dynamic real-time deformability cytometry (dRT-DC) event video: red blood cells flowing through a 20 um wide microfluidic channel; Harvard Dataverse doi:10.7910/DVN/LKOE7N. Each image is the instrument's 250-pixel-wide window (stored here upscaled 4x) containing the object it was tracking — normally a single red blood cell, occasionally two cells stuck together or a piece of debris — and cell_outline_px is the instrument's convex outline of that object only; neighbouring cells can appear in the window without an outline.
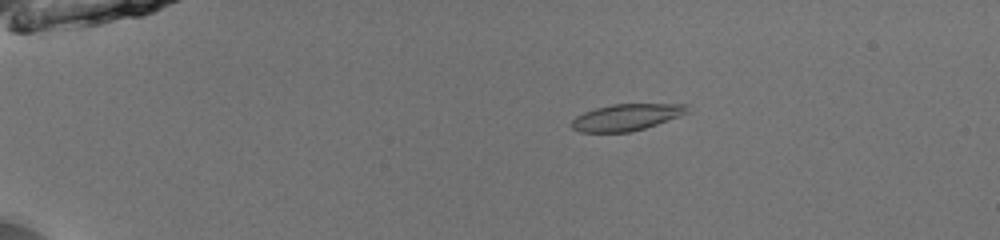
{"species": "common noctule bat (a hibernating species)", "species_latin": "Nyctalus noctula", "temperature_condition": "room temperature", "stored_images_in_passage": 53, "camera_frame_rate_fps": 3000, "um_per_image_px": 0.085, "animal": {"sex": "male", "body_mass_g": 13.0, "forearm_length_mm": 53.1}, "frame": {"image": 1, "passage_image": 12, "time_ms": 3.667, "image_size_px": [1000, 240], "cell_outline_px": [[688, 112], [680, 116], [644, 128], [628, 132], [580, 132], [572, 128], [572, 120], [576, 116], [584, 112], [596, 108], [612, 104], [688, 104]], "centroid_in_image_um": [53.24, 9.96], "position_along_channel_um": 31.8, "area_um2": 17.74}}
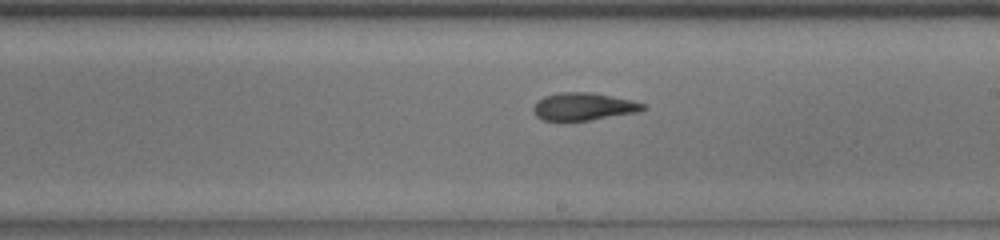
{"frame": {"image": 2, "passage_image": 33, "time_ms": 10.667, "image_size_px": [1000, 240], "cell_outline_px": [[648, 108], [640, 112], [588, 120], [544, 120], [536, 116], [532, 108], [536, 100], [544, 96], [556, 92], [592, 92], [632, 100], [648, 104]], "centroid_in_image_um": [49.63, 9.04], "position_along_channel_um": 239.4, "area_um2": 17.86}}
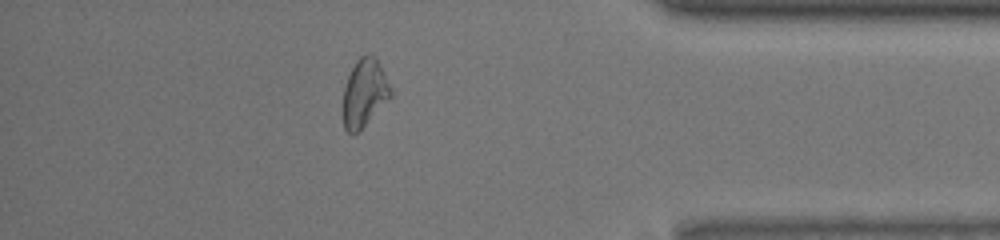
{"frame": {"image": 3, "passage_image": 47, "time_ms": 15.333, "image_size_px": [1000, 240], "cell_outline_px": [[392, 96], [360, 132], [352, 136], [344, 128], [340, 112], [344, 88], [348, 76], [356, 60], [360, 56], [368, 52], [376, 56], [392, 88]], "centroid_in_image_um": [30.95, 7.94], "position_along_channel_um": 404.3, "area_um2": 19.77}, "authors_computed_cell_mechanics": {"area_um2": 18.4382, "velocity_mm_per_s": 4.0089, "shape_relaxation_time_tau1_ms": null, "shape_relaxation_time_tau2_ms": 3.2929, "deformation_change_tau1": null, "deformation_change_tau2": 0.075}}